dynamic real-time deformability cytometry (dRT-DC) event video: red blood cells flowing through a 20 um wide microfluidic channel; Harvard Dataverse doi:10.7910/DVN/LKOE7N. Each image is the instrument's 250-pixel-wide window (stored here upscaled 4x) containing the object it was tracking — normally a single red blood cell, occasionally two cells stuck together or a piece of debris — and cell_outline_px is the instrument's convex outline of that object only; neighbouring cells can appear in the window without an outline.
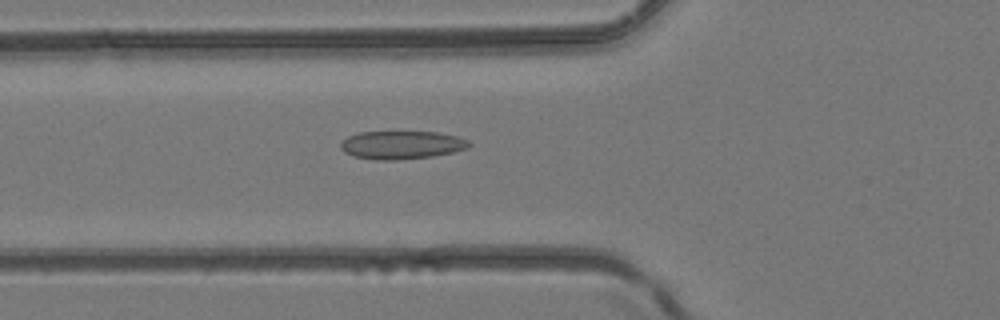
{"species": "common noctule bat (a hibernating species)", "species_latin": "Nyctalus noctula", "temperature_condition": "room temperature", "stored_images_in_passage": 33, "camera_frame_rate_fps": 3000, "um_per_image_px": 0.085, "animal": {"sex": "female", "body_mass_g": 24.6, "forearm_length_mm": 56.2}, "frame": {"image": 1, "passage_image": 8, "time_ms": 2.333, "image_size_px": [1000, 320], "cell_outline_px": [[472, 144], [468, 148], [452, 152], [432, 156], [396, 160], [376, 160], [352, 156], [344, 152], [340, 148], [340, 144], [348, 136], [360, 132], [436, 132], [456, 136], [468, 140]], "centroid_in_image_um": [34.12, 12.32], "position_along_channel_um": 91.7, "area_um2": 21.04}}
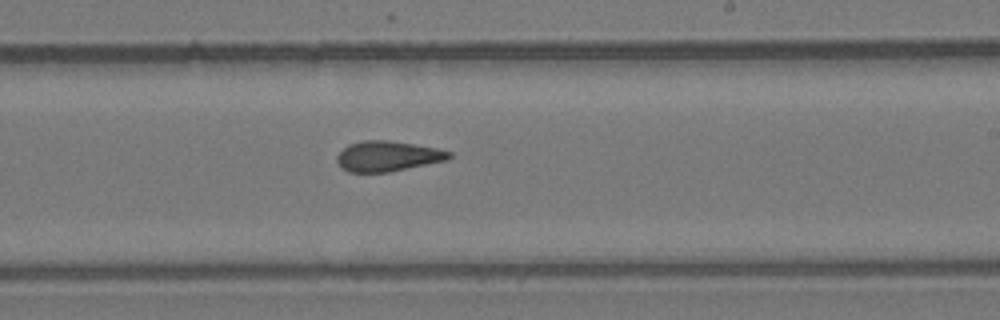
{"frame": {"image": 2, "passage_image": 18, "time_ms": 5.667, "image_size_px": [1000, 320], "cell_outline_px": [[452, 156], [448, 160], [388, 172], [348, 172], [340, 168], [336, 160], [336, 156], [348, 144], [364, 140], [388, 140], [436, 148], [452, 152]], "centroid_in_image_um": [32.93, 13.28], "position_along_channel_um": 256.1, "area_um2": 19.83}}
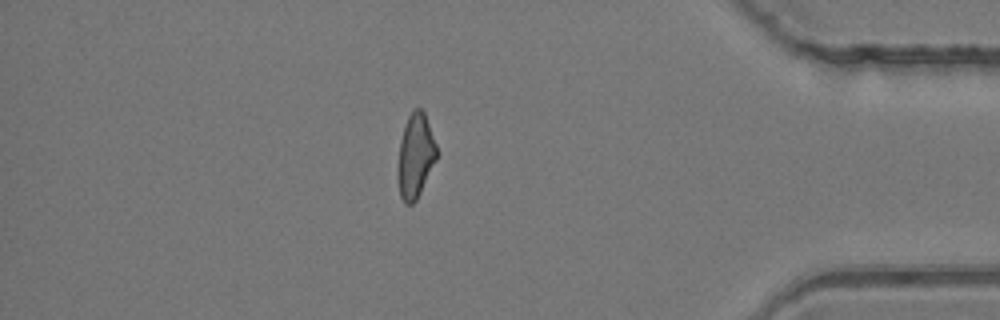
{"frame": {"image": 3, "passage_image": 29, "time_ms": 9.333, "image_size_px": [1000, 320], "cell_outline_px": [[440, 152], [416, 200], [412, 204], [404, 204], [400, 196], [396, 176], [396, 168], [400, 140], [408, 116], [412, 108], [420, 108], [424, 112]], "centroid_in_image_um": [35.3, 13.25], "position_along_channel_um": 399.9, "area_um2": 19.54}}